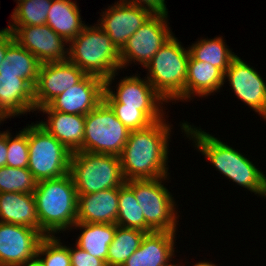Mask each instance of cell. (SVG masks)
I'll return each mask as SVG.
<instances>
[{
	"instance_id": "obj_1",
	"label": "cell",
	"mask_w": 266,
	"mask_h": 266,
	"mask_svg": "<svg viewBox=\"0 0 266 266\" xmlns=\"http://www.w3.org/2000/svg\"><path fill=\"white\" fill-rule=\"evenodd\" d=\"M166 118L145 129L130 131L119 156L126 181L170 176L168 154L173 125Z\"/></svg>"
},
{
	"instance_id": "obj_2",
	"label": "cell",
	"mask_w": 266,
	"mask_h": 266,
	"mask_svg": "<svg viewBox=\"0 0 266 266\" xmlns=\"http://www.w3.org/2000/svg\"><path fill=\"white\" fill-rule=\"evenodd\" d=\"M180 126L184 136L193 141L192 145L196 150L201 152L222 176L251 193L266 198V175L250 158L201 127L198 128L187 121L181 122Z\"/></svg>"
},
{
	"instance_id": "obj_3",
	"label": "cell",
	"mask_w": 266,
	"mask_h": 266,
	"mask_svg": "<svg viewBox=\"0 0 266 266\" xmlns=\"http://www.w3.org/2000/svg\"><path fill=\"white\" fill-rule=\"evenodd\" d=\"M33 194L40 232L44 236L72 231L76 224L78 195L70 173L39 181Z\"/></svg>"
},
{
	"instance_id": "obj_4",
	"label": "cell",
	"mask_w": 266,
	"mask_h": 266,
	"mask_svg": "<svg viewBox=\"0 0 266 266\" xmlns=\"http://www.w3.org/2000/svg\"><path fill=\"white\" fill-rule=\"evenodd\" d=\"M68 60L88 75L107 79L121 69L120 50L96 23L69 42Z\"/></svg>"
},
{
	"instance_id": "obj_5",
	"label": "cell",
	"mask_w": 266,
	"mask_h": 266,
	"mask_svg": "<svg viewBox=\"0 0 266 266\" xmlns=\"http://www.w3.org/2000/svg\"><path fill=\"white\" fill-rule=\"evenodd\" d=\"M175 35L168 39L144 69L145 76L154 90L167 102L184 101L187 64L190 57ZM175 101V102H174ZM178 101V102H177Z\"/></svg>"
},
{
	"instance_id": "obj_6",
	"label": "cell",
	"mask_w": 266,
	"mask_h": 266,
	"mask_svg": "<svg viewBox=\"0 0 266 266\" xmlns=\"http://www.w3.org/2000/svg\"><path fill=\"white\" fill-rule=\"evenodd\" d=\"M69 173L77 195L119 188L126 183L117 155L72 152Z\"/></svg>"
},
{
	"instance_id": "obj_7",
	"label": "cell",
	"mask_w": 266,
	"mask_h": 266,
	"mask_svg": "<svg viewBox=\"0 0 266 266\" xmlns=\"http://www.w3.org/2000/svg\"><path fill=\"white\" fill-rule=\"evenodd\" d=\"M170 176L155 179H133L126 183L143 211L146 224L154 232H178V202L165 186ZM167 180V181H166ZM165 181V182H164Z\"/></svg>"
},
{
	"instance_id": "obj_8",
	"label": "cell",
	"mask_w": 266,
	"mask_h": 266,
	"mask_svg": "<svg viewBox=\"0 0 266 266\" xmlns=\"http://www.w3.org/2000/svg\"><path fill=\"white\" fill-rule=\"evenodd\" d=\"M28 169L39 182L69 173L72 152L37 121L28 124Z\"/></svg>"
},
{
	"instance_id": "obj_9",
	"label": "cell",
	"mask_w": 266,
	"mask_h": 266,
	"mask_svg": "<svg viewBox=\"0 0 266 266\" xmlns=\"http://www.w3.org/2000/svg\"><path fill=\"white\" fill-rule=\"evenodd\" d=\"M119 72L105 79L103 101L105 103H120L123 107L136 108L144 111L154 122L164 119L167 102L154 90L146 77L141 78L138 73L120 77L113 88L112 83ZM112 87V88H111ZM114 90V91H113ZM165 112V113H164Z\"/></svg>"
},
{
	"instance_id": "obj_10",
	"label": "cell",
	"mask_w": 266,
	"mask_h": 266,
	"mask_svg": "<svg viewBox=\"0 0 266 266\" xmlns=\"http://www.w3.org/2000/svg\"><path fill=\"white\" fill-rule=\"evenodd\" d=\"M130 131L102 101L86 115L83 152L120 156Z\"/></svg>"
},
{
	"instance_id": "obj_11",
	"label": "cell",
	"mask_w": 266,
	"mask_h": 266,
	"mask_svg": "<svg viewBox=\"0 0 266 266\" xmlns=\"http://www.w3.org/2000/svg\"><path fill=\"white\" fill-rule=\"evenodd\" d=\"M168 14H153L120 49L121 71L135 63L143 68L174 34ZM133 62V63H132Z\"/></svg>"
},
{
	"instance_id": "obj_12",
	"label": "cell",
	"mask_w": 266,
	"mask_h": 266,
	"mask_svg": "<svg viewBox=\"0 0 266 266\" xmlns=\"http://www.w3.org/2000/svg\"><path fill=\"white\" fill-rule=\"evenodd\" d=\"M226 82L241 102L266 121V81L256 68L236 56L224 73Z\"/></svg>"
},
{
	"instance_id": "obj_13",
	"label": "cell",
	"mask_w": 266,
	"mask_h": 266,
	"mask_svg": "<svg viewBox=\"0 0 266 266\" xmlns=\"http://www.w3.org/2000/svg\"><path fill=\"white\" fill-rule=\"evenodd\" d=\"M7 28L13 33L14 40L35 55L41 64L68 60L69 42L47 24L7 26Z\"/></svg>"
},
{
	"instance_id": "obj_14",
	"label": "cell",
	"mask_w": 266,
	"mask_h": 266,
	"mask_svg": "<svg viewBox=\"0 0 266 266\" xmlns=\"http://www.w3.org/2000/svg\"><path fill=\"white\" fill-rule=\"evenodd\" d=\"M153 14L151 10L145 7L130 5L117 0L100 13L101 17L97 20V24L120 50Z\"/></svg>"
},
{
	"instance_id": "obj_15",
	"label": "cell",
	"mask_w": 266,
	"mask_h": 266,
	"mask_svg": "<svg viewBox=\"0 0 266 266\" xmlns=\"http://www.w3.org/2000/svg\"><path fill=\"white\" fill-rule=\"evenodd\" d=\"M44 237L30 227L0 222V266H21L35 258Z\"/></svg>"
},
{
	"instance_id": "obj_16",
	"label": "cell",
	"mask_w": 266,
	"mask_h": 266,
	"mask_svg": "<svg viewBox=\"0 0 266 266\" xmlns=\"http://www.w3.org/2000/svg\"><path fill=\"white\" fill-rule=\"evenodd\" d=\"M86 75L69 60L41 64L34 88L35 110L48 105L58 95L78 84Z\"/></svg>"
},
{
	"instance_id": "obj_17",
	"label": "cell",
	"mask_w": 266,
	"mask_h": 266,
	"mask_svg": "<svg viewBox=\"0 0 266 266\" xmlns=\"http://www.w3.org/2000/svg\"><path fill=\"white\" fill-rule=\"evenodd\" d=\"M104 90V79L87 74L48 105L56 111L86 116L103 101Z\"/></svg>"
},
{
	"instance_id": "obj_18",
	"label": "cell",
	"mask_w": 266,
	"mask_h": 266,
	"mask_svg": "<svg viewBox=\"0 0 266 266\" xmlns=\"http://www.w3.org/2000/svg\"><path fill=\"white\" fill-rule=\"evenodd\" d=\"M37 111L36 113L40 111L43 112V115L47 114L46 119L38 121L44 129L71 152L83 151L86 116L56 111L49 105L41 107Z\"/></svg>"
},
{
	"instance_id": "obj_19",
	"label": "cell",
	"mask_w": 266,
	"mask_h": 266,
	"mask_svg": "<svg viewBox=\"0 0 266 266\" xmlns=\"http://www.w3.org/2000/svg\"><path fill=\"white\" fill-rule=\"evenodd\" d=\"M34 111V88L16 75H0V117L6 121Z\"/></svg>"
},
{
	"instance_id": "obj_20",
	"label": "cell",
	"mask_w": 266,
	"mask_h": 266,
	"mask_svg": "<svg viewBox=\"0 0 266 266\" xmlns=\"http://www.w3.org/2000/svg\"><path fill=\"white\" fill-rule=\"evenodd\" d=\"M176 232H151L122 266H164L174 259Z\"/></svg>"
},
{
	"instance_id": "obj_21",
	"label": "cell",
	"mask_w": 266,
	"mask_h": 266,
	"mask_svg": "<svg viewBox=\"0 0 266 266\" xmlns=\"http://www.w3.org/2000/svg\"><path fill=\"white\" fill-rule=\"evenodd\" d=\"M119 188L78 195L76 223L116 224Z\"/></svg>"
},
{
	"instance_id": "obj_22",
	"label": "cell",
	"mask_w": 266,
	"mask_h": 266,
	"mask_svg": "<svg viewBox=\"0 0 266 266\" xmlns=\"http://www.w3.org/2000/svg\"><path fill=\"white\" fill-rule=\"evenodd\" d=\"M224 87V72L210 63L188 59L184 102L215 95Z\"/></svg>"
},
{
	"instance_id": "obj_23",
	"label": "cell",
	"mask_w": 266,
	"mask_h": 266,
	"mask_svg": "<svg viewBox=\"0 0 266 266\" xmlns=\"http://www.w3.org/2000/svg\"><path fill=\"white\" fill-rule=\"evenodd\" d=\"M0 222L17 224L40 231L33 193H0Z\"/></svg>"
},
{
	"instance_id": "obj_24",
	"label": "cell",
	"mask_w": 266,
	"mask_h": 266,
	"mask_svg": "<svg viewBox=\"0 0 266 266\" xmlns=\"http://www.w3.org/2000/svg\"><path fill=\"white\" fill-rule=\"evenodd\" d=\"M77 1L52 0L46 24L67 42L74 39L86 25L81 19Z\"/></svg>"
},
{
	"instance_id": "obj_25",
	"label": "cell",
	"mask_w": 266,
	"mask_h": 266,
	"mask_svg": "<svg viewBox=\"0 0 266 266\" xmlns=\"http://www.w3.org/2000/svg\"><path fill=\"white\" fill-rule=\"evenodd\" d=\"M116 224L76 223L72 229H80L75 244L90 255L102 259L107 265L108 248L113 241Z\"/></svg>"
},
{
	"instance_id": "obj_26",
	"label": "cell",
	"mask_w": 266,
	"mask_h": 266,
	"mask_svg": "<svg viewBox=\"0 0 266 266\" xmlns=\"http://www.w3.org/2000/svg\"><path fill=\"white\" fill-rule=\"evenodd\" d=\"M40 65L35 55L14 41L7 48L5 58L0 64V75H16L35 88Z\"/></svg>"
},
{
	"instance_id": "obj_27",
	"label": "cell",
	"mask_w": 266,
	"mask_h": 266,
	"mask_svg": "<svg viewBox=\"0 0 266 266\" xmlns=\"http://www.w3.org/2000/svg\"><path fill=\"white\" fill-rule=\"evenodd\" d=\"M225 42L221 35L212 39L208 37L197 39L192 45H188L190 57L193 60L210 63L225 73L231 61L237 56Z\"/></svg>"
},
{
	"instance_id": "obj_28",
	"label": "cell",
	"mask_w": 266,
	"mask_h": 266,
	"mask_svg": "<svg viewBox=\"0 0 266 266\" xmlns=\"http://www.w3.org/2000/svg\"><path fill=\"white\" fill-rule=\"evenodd\" d=\"M146 232L117 226L113 241L109 245L107 266H122L139 248Z\"/></svg>"
},
{
	"instance_id": "obj_29",
	"label": "cell",
	"mask_w": 266,
	"mask_h": 266,
	"mask_svg": "<svg viewBox=\"0 0 266 266\" xmlns=\"http://www.w3.org/2000/svg\"><path fill=\"white\" fill-rule=\"evenodd\" d=\"M116 225L146 233L154 232L145 222L143 211L135 198L134 190L125 183L119 187L118 216Z\"/></svg>"
},
{
	"instance_id": "obj_30",
	"label": "cell",
	"mask_w": 266,
	"mask_h": 266,
	"mask_svg": "<svg viewBox=\"0 0 266 266\" xmlns=\"http://www.w3.org/2000/svg\"><path fill=\"white\" fill-rule=\"evenodd\" d=\"M8 26H39L46 24L52 0L17 1Z\"/></svg>"
},
{
	"instance_id": "obj_31",
	"label": "cell",
	"mask_w": 266,
	"mask_h": 266,
	"mask_svg": "<svg viewBox=\"0 0 266 266\" xmlns=\"http://www.w3.org/2000/svg\"><path fill=\"white\" fill-rule=\"evenodd\" d=\"M38 181L28 168H0V193H33Z\"/></svg>"
},
{
	"instance_id": "obj_32",
	"label": "cell",
	"mask_w": 266,
	"mask_h": 266,
	"mask_svg": "<svg viewBox=\"0 0 266 266\" xmlns=\"http://www.w3.org/2000/svg\"><path fill=\"white\" fill-rule=\"evenodd\" d=\"M37 257L44 266H71L69 246L61 242L60 236H45L38 247Z\"/></svg>"
},
{
	"instance_id": "obj_33",
	"label": "cell",
	"mask_w": 266,
	"mask_h": 266,
	"mask_svg": "<svg viewBox=\"0 0 266 266\" xmlns=\"http://www.w3.org/2000/svg\"><path fill=\"white\" fill-rule=\"evenodd\" d=\"M7 161L6 166L13 168H28V126L21 129L12 136L7 130Z\"/></svg>"
},
{
	"instance_id": "obj_34",
	"label": "cell",
	"mask_w": 266,
	"mask_h": 266,
	"mask_svg": "<svg viewBox=\"0 0 266 266\" xmlns=\"http://www.w3.org/2000/svg\"><path fill=\"white\" fill-rule=\"evenodd\" d=\"M115 116L129 131L141 130L155 123L144 111L136 108L123 107L120 103H106Z\"/></svg>"
},
{
	"instance_id": "obj_35",
	"label": "cell",
	"mask_w": 266,
	"mask_h": 266,
	"mask_svg": "<svg viewBox=\"0 0 266 266\" xmlns=\"http://www.w3.org/2000/svg\"><path fill=\"white\" fill-rule=\"evenodd\" d=\"M69 253L71 266H107L102 259L90 255L76 244L74 247L69 246Z\"/></svg>"
},
{
	"instance_id": "obj_36",
	"label": "cell",
	"mask_w": 266,
	"mask_h": 266,
	"mask_svg": "<svg viewBox=\"0 0 266 266\" xmlns=\"http://www.w3.org/2000/svg\"><path fill=\"white\" fill-rule=\"evenodd\" d=\"M130 5L141 6L151 10L154 14H168L165 0H120Z\"/></svg>"
},
{
	"instance_id": "obj_37",
	"label": "cell",
	"mask_w": 266,
	"mask_h": 266,
	"mask_svg": "<svg viewBox=\"0 0 266 266\" xmlns=\"http://www.w3.org/2000/svg\"><path fill=\"white\" fill-rule=\"evenodd\" d=\"M13 33L7 28L4 32L0 33V64L5 58L7 48L14 42Z\"/></svg>"
},
{
	"instance_id": "obj_38",
	"label": "cell",
	"mask_w": 266,
	"mask_h": 266,
	"mask_svg": "<svg viewBox=\"0 0 266 266\" xmlns=\"http://www.w3.org/2000/svg\"><path fill=\"white\" fill-rule=\"evenodd\" d=\"M7 154V130H0V168L6 166Z\"/></svg>"
},
{
	"instance_id": "obj_39",
	"label": "cell",
	"mask_w": 266,
	"mask_h": 266,
	"mask_svg": "<svg viewBox=\"0 0 266 266\" xmlns=\"http://www.w3.org/2000/svg\"><path fill=\"white\" fill-rule=\"evenodd\" d=\"M21 266H44V264L41 262V260L36 256L35 258L27 261Z\"/></svg>"
},
{
	"instance_id": "obj_40",
	"label": "cell",
	"mask_w": 266,
	"mask_h": 266,
	"mask_svg": "<svg viewBox=\"0 0 266 266\" xmlns=\"http://www.w3.org/2000/svg\"><path fill=\"white\" fill-rule=\"evenodd\" d=\"M192 266H218V265L212 263L211 261L209 262V261H205V260H204V261L196 262V263H194V265H192Z\"/></svg>"
},
{
	"instance_id": "obj_41",
	"label": "cell",
	"mask_w": 266,
	"mask_h": 266,
	"mask_svg": "<svg viewBox=\"0 0 266 266\" xmlns=\"http://www.w3.org/2000/svg\"><path fill=\"white\" fill-rule=\"evenodd\" d=\"M172 261H170L169 263H167L166 265H164V266H181L180 264H182V263H177L176 264V262H175V264H174V262L173 263H171Z\"/></svg>"
},
{
	"instance_id": "obj_42",
	"label": "cell",
	"mask_w": 266,
	"mask_h": 266,
	"mask_svg": "<svg viewBox=\"0 0 266 266\" xmlns=\"http://www.w3.org/2000/svg\"><path fill=\"white\" fill-rule=\"evenodd\" d=\"M6 29H7V27L4 28V29H1V30H0V33L4 32Z\"/></svg>"
},
{
	"instance_id": "obj_43",
	"label": "cell",
	"mask_w": 266,
	"mask_h": 266,
	"mask_svg": "<svg viewBox=\"0 0 266 266\" xmlns=\"http://www.w3.org/2000/svg\"><path fill=\"white\" fill-rule=\"evenodd\" d=\"M5 120H3L1 117H0V125L1 123H3Z\"/></svg>"
},
{
	"instance_id": "obj_44",
	"label": "cell",
	"mask_w": 266,
	"mask_h": 266,
	"mask_svg": "<svg viewBox=\"0 0 266 266\" xmlns=\"http://www.w3.org/2000/svg\"><path fill=\"white\" fill-rule=\"evenodd\" d=\"M16 1H27V0H16ZM30 1L34 2V1H37V0H30Z\"/></svg>"
}]
</instances>
